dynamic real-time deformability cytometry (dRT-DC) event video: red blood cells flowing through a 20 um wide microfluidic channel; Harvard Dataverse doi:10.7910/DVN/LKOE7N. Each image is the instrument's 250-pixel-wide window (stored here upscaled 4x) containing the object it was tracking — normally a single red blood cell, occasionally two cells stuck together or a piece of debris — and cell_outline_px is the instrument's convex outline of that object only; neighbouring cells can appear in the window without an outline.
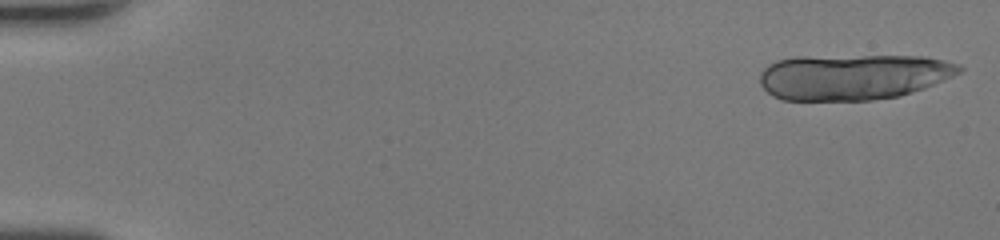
{"species": "human", "species_latin": "Homo sapiens", "temperature_condition": "room temperature", "stored_images_in_passage": 18, "camera_frame_rate_fps": 3000, "um_per_image_px": 0.085, "donor": {"sex": "female"}, "frame": {"image": 1, "passage_image": 1, "time_ms": 0.0, "image_size_px": [1000, 240], "cell_outline_px": [[964, 68], [960, 72], [944, 80], [924, 88], [900, 96], [872, 100], [784, 100], [772, 96], [760, 84], [760, 72], [768, 64], [776, 60], [796, 56], [924, 56], [944, 60], [960, 64]], "centroid_in_image_um": [72.5, 6.52], "position_along_channel_um": 12.5, "area_um2": 53.47}}